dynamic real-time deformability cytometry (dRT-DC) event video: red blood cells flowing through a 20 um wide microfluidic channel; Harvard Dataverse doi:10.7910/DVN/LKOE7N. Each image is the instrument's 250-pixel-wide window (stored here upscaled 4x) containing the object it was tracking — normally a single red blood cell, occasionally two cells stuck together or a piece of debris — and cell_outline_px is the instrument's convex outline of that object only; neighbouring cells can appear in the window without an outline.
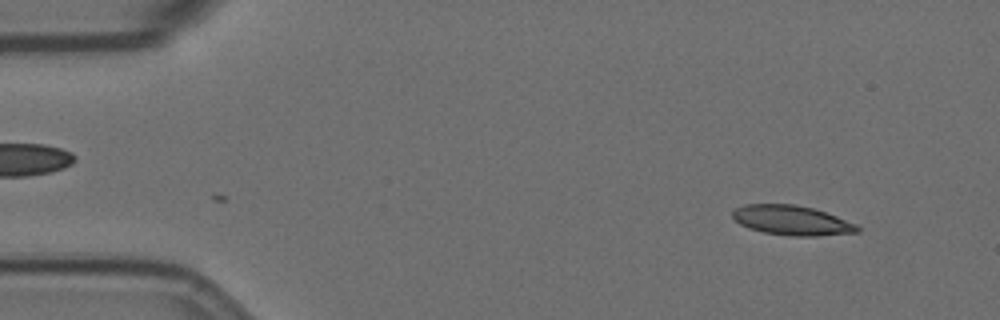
{"species": "Egyptian fruit bat (a non-hibernating species)", "species_latin": "Rousettus aegyptiacus", "temperature_condition": "room temperature", "stored_images_in_passage": 52, "camera_frame_rate_fps": 3000, "um_per_image_px": 0.085, "animal": {"sex": "female"}, "frame": {"image": 1, "passage_image": 1, "time_ms": 0.0, "image_size_px": [1000, 320], "cell_outline_px": [[860, 232], [816, 236], [788, 236], [764, 232], [748, 228], [740, 224], [732, 216], [732, 212], [736, 208], [744, 204], [796, 204], [812, 208], [836, 216], [856, 224], [860, 228]], "centroid_in_image_um": [67.3, 18.73], "position_along_channel_um": 17.7, "area_um2": 21.56}}
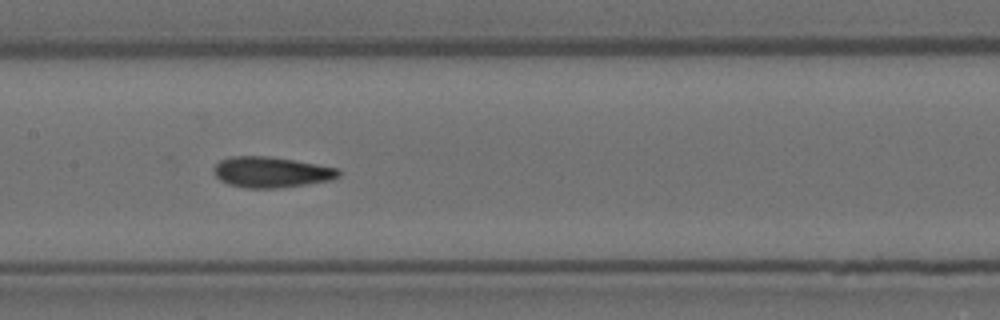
{"frame": {"image": 2, "passage_image": 23, "time_ms": 7.333, "image_size_px": [1000, 320], "cell_outline_px": [[340, 176], [332, 180], [276, 188], [244, 188], [228, 184], [220, 180], [216, 176], [212, 168], [220, 160], [232, 156], [268, 156], [340, 168]], "centroid_in_image_um": [23.04, 14.63], "position_along_channel_um": 184.4, "area_um2": 22.31}}
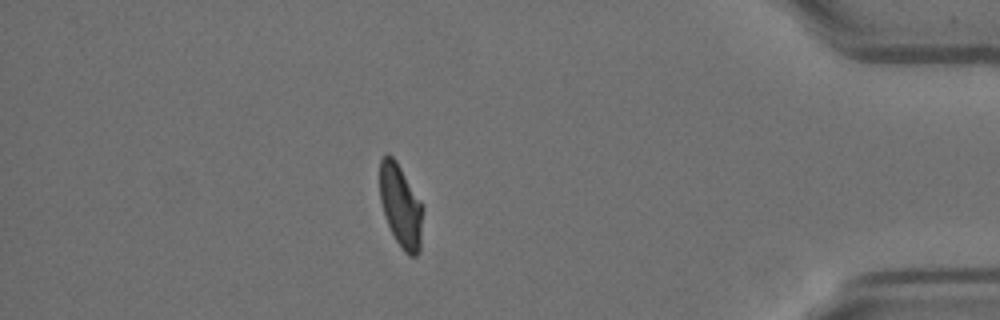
{"frame": {"image": 3, "passage_image": 45, "time_ms": 14.667, "image_size_px": [1000, 320], "cell_outline_px": [[424, 208], [420, 252], [416, 256], [408, 256], [404, 252], [396, 240], [384, 216], [380, 200], [380, 160], [388, 152], [396, 160]], "centroid_in_image_um": [34.07, 17.54], "position_along_channel_um": 401.1, "area_um2": 20.87}, "authors_computed_cell_mechanics": {"area_um2": 22.0796, "velocity_mm_per_s": 3.5492, "shape_relaxation_time_tau1_ms": null, "shape_relaxation_time_tau2_ms": 2.0719, "deformation_change_tau1": null, "deformation_change_tau2": 0.0829}}